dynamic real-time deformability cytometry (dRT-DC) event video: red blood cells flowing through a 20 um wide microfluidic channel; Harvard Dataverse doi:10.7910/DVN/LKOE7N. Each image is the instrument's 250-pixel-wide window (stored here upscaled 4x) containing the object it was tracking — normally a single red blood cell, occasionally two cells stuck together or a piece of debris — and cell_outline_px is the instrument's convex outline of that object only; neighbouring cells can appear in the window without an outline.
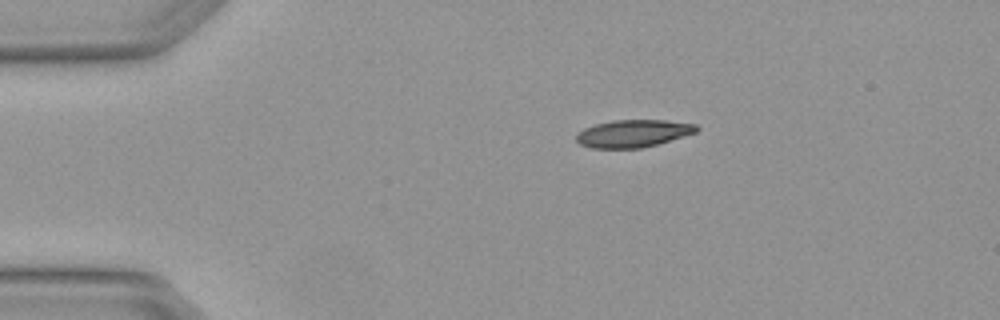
{"species": "Egyptian fruit bat (a non-hibernating species)", "species_latin": "Rousettus aegyptiacus", "temperature_condition": "warm", "stored_images_in_passage": 3, "camera_frame_rate_fps": 3000, "um_per_image_px": 0.085, "animal": {"sex": "female"}, "frame": {"image": 1, "passage_image": 1, "time_ms": 0.0, "image_size_px": [1000, 320], "cell_outline_px": [[700, 128], [696, 132], [684, 136], [656, 144], [640, 148], [592, 148], [580, 144], [576, 140], [576, 136], [584, 128], [596, 124], [612, 120], [664, 120], [696, 124]], "centroid_in_image_um": [53.82, 11.34], "position_along_channel_um": 31.2, "area_um2": 19.07}}
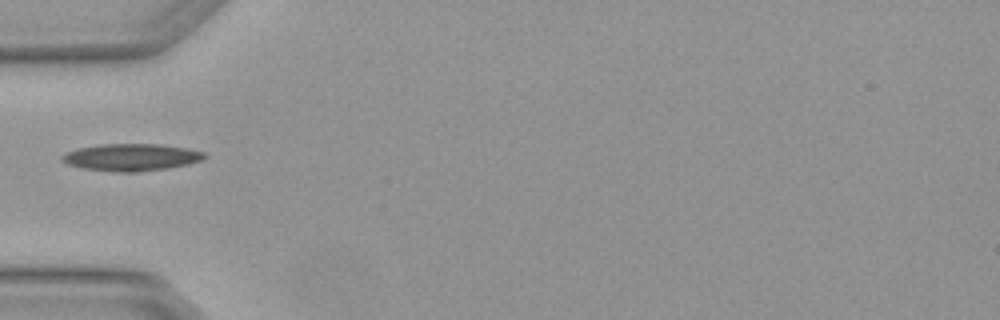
{"frame": {"image": 2, "passage_image": 3, "time_ms": 0.667, "image_size_px": [1000, 320], "cell_outline_px": [[208, 156], [204, 160], [188, 164], [168, 168], [136, 172], [116, 172], [80, 168], [68, 164], [60, 160], [60, 156], [64, 152], [76, 148], [100, 144], [160, 144], [188, 148], [204, 152]], "centroid_in_image_um": [11.14, 13.36], "position_along_channel_um": 73.9, "area_um2": 22.89}}